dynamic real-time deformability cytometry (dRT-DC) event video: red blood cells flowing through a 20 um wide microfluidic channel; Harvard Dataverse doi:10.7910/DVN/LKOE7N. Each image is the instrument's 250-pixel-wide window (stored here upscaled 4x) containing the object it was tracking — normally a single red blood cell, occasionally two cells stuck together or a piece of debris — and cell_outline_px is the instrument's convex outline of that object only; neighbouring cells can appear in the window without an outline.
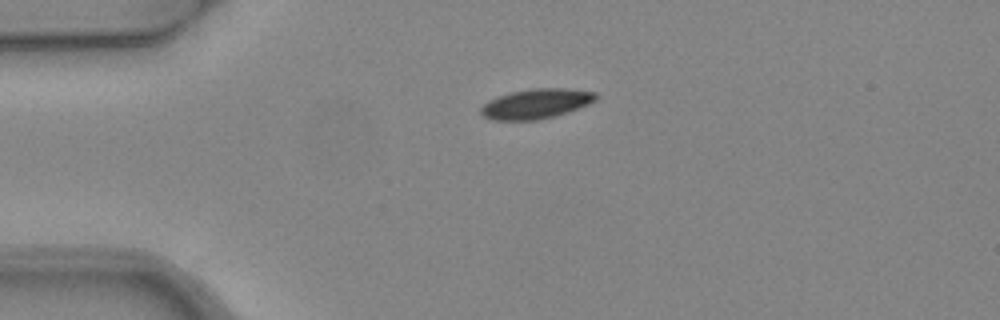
{"species": "common noctule bat (a hibernating species)", "species_latin": "Nyctalus noctula", "temperature_condition": "warm", "stored_images_in_passage": 1, "camera_frame_rate_fps": 3000, "um_per_image_px": 0.085, "animal": {"sex": "female", "body_mass_g": 24.6, "forearm_length_mm": 56.2}, "frame": {"image": 1, "passage_image": 1, "time_ms": 0.0, "image_size_px": [1000, 320], "cell_outline_px": [[600, 96], [596, 100], [588, 104], [552, 116], [536, 120], [492, 120], [484, 116], [480, 112], [480, 108], [488, 100], [496, 96], [512, 92], [532, 88], [568, 88], [596, 92]], "centroid_in_image_um": [45.55, 8.8], "position_along_channel_um": 39.4, "area_um2": 19.88}}